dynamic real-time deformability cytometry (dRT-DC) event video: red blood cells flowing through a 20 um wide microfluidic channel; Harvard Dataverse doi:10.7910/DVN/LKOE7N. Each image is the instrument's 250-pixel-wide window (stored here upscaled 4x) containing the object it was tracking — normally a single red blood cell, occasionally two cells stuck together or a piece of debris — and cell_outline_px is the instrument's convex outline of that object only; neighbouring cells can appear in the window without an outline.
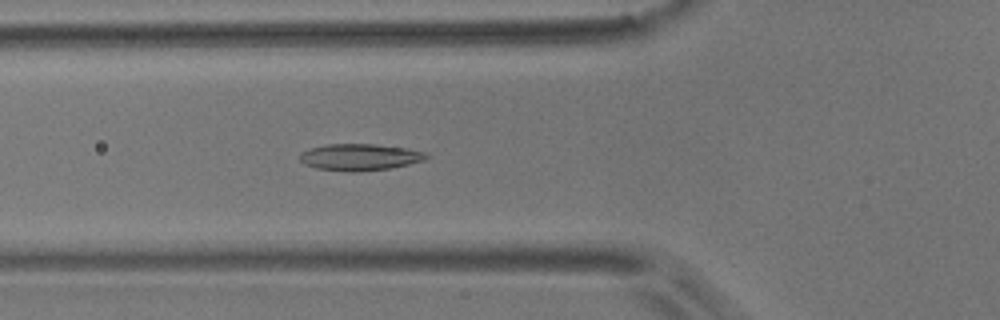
{"species": "common noctule bat (a hibernating species)", "species_latin": "Nyctalus noctula", "temperature_condition": "room temperature", "stored_images_in_passage": 4, "camera_frame_rate_fps": 3000, "um_per_image_px": 0.085, "animal": {"sex": "male", "body_mass_g": 17.9}, "frame": {"image": 1, "passage_image": 4, "time_ms": 3.333, "image_size_px": [1000, 320], "cell_outline_px": [[432, 156], [424, 160], [392, 168], [356, 172], [348, 172], [316, 168], [304, 164], [300, 160], [300, 152], [312, 148], [328, 144], [376, 144], [404, 148], [428, 152]], "centroid_in_image_um": [30.62, 13.36], "position_along_channel_um": 95.2, "area_um2": 19.77}}